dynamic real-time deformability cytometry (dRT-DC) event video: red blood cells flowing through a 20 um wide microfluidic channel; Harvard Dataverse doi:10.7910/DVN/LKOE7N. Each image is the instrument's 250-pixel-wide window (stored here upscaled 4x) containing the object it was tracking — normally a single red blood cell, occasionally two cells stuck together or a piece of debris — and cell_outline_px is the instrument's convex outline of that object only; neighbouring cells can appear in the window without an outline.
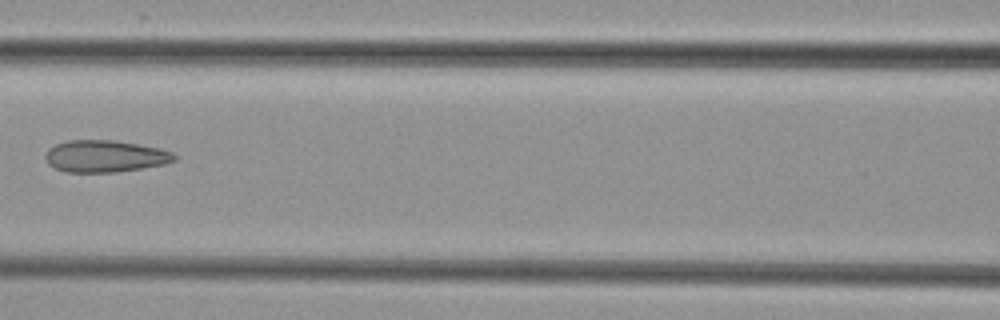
{"species": "common noctule bat (a hibernating species)", "species_latin": "Nyctalus noctula", "temperature_condition": "cold", "stored_images_in_passage": 4, "camera_frame_rate_fps": 3000, "um_per_image_px": 0.085, "animal": {"sex": "female", "body_mass_g": 29.2, "forearm_length_mm": 56.3}, "frame": {"image": 1, "passage_image": 4, "time_ms": 3.333, "image_size_px": [1000, 320], "cell_outline_px": [[176, 160], [164, 164], [116, 172], [68, 172], [56, 168], [48, 164], [44, 156], [48, 148], [56, 144], [68, 140], [116, 140], [140, 144], [160, 148], [172, 152], [176, 156]], "centroid_in_image_um": [8.92, 13.26], "position_along_channel_um": 157.7, "area_um2": 24.04}}